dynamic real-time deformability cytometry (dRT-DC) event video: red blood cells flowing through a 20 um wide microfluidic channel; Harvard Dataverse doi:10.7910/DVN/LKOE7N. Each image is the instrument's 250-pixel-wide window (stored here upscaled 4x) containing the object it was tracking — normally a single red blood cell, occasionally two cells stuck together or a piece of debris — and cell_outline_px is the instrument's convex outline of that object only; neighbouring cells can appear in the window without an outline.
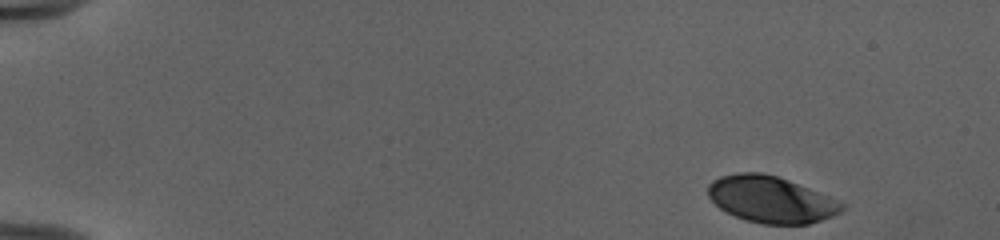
{"species": "human", "species_latin": "Homo sapiens", "temperature_condition": "cold", "stored_images_in_passage": 48, "camera_frame_rate_fps": 3000, "um_per_image_px": 0.085, "donor": {"sex": "female"}, "frame": {"image": 1, "passage_image": 1, "time_ms": 0.0, "image_size_px": [1000, 240], "cell_outline_px": [[844, 208], [840, 212], [832, 216], [808, 224], [764, 224], [748, 220], [736, 216], [720, 208], [708, 196], [708, 184], [712, 180], [720, 176], [736, 172], [760, 172], [776, 176], [788, 180], [828, 196], [844, 204]], "centroid_in_image_um": [65.5, 16.94], "position_along_channel_um": 19.5, "area_um2": 35.89}}
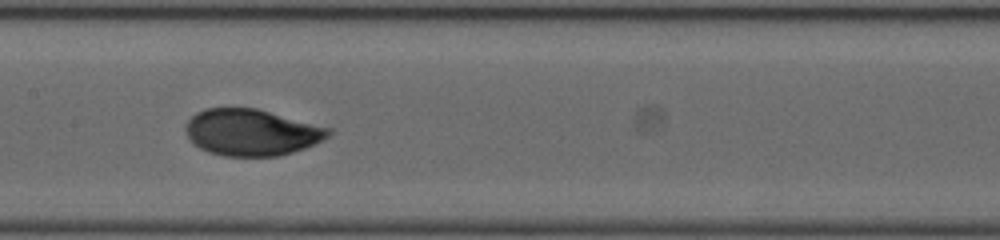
{"frame": {"image": 2, "passage_image": 24, "time_ms": 7.667, "image_size_px": [1000, 240], "cell_outline_px": [[332, 132], [328, 136], [304, 148], [292, 152], [276, 156], [224, 156], [208, 152], [200, 148], [188, 136], [184, 128], [188, 120], [196, 112], [204, 108], [256, 108], [332, 128]], "centroid_in_image_um": [21.36, 11.24], "position_along_channel_um": 186.0, "area_um2": 38.49}}
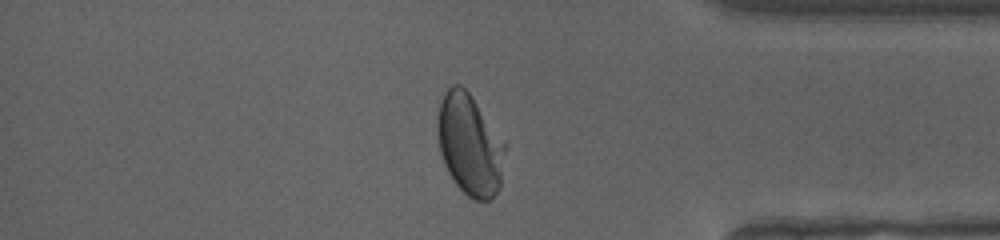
{"frame": {"image": 3, "passage_image": 41, "time_ms": 13.333, "image_size_px": [1000, 240], "cell_outline_px": [[508, 144], [500, 184], [492, 200], [472, 200], [456, 184], [448, 172], [444, 164], [440, 152], [440, 104], [448, 88], [452, 84], [460, 84], [472, 96]], "centroid_in_image_um": [40.01, 12.33], "position_along_channel_um": 395.2, "area_um2": 39.48}, "authors_computed_cell_mechanics": {"area_um2": 38.4081, "velocity_mm_per_s": 3.966, "shape_relaxation_time_tau1_ms": 4.2816, "shape_relaxation_time_tau2_ms": null, "deformation_change_tau1": 0.1561, "deformation_change_tau2": null}}